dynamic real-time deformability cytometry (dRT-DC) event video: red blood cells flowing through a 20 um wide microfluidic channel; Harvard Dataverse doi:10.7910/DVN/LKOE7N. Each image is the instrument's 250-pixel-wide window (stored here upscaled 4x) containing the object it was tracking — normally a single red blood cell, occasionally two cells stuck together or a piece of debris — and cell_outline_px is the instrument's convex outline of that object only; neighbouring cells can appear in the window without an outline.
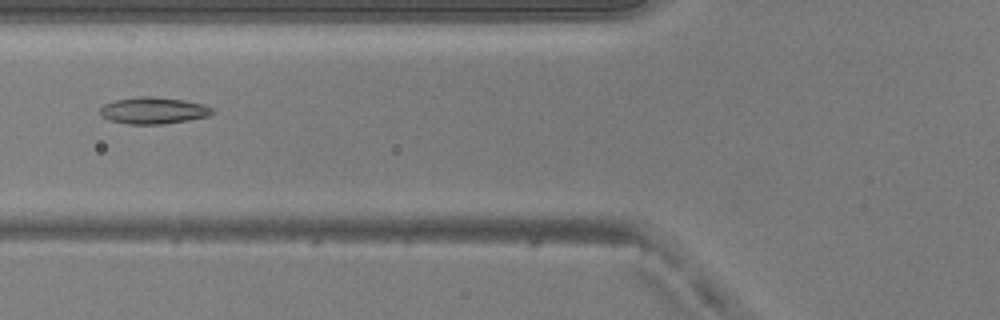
{"species": "common noctule bat (a hibernating species)", "species_latin": "Nyctalus noctula", "temperature_condition": "warm", "stored_images_in_passage": 34, "camera_frame_rate_fps": 3000, "um_per_image_px": 0.085, "animal": {"sex": "male", "body_mass_g": 20.5, "forearm_length_mm": 52.5}, "frame": {"image": 1, "passage_image": 4, "time_ms": 1.0, "image_size_px": [1000, 320], "cell_outline_px": [[216, 112], [208, 116], [188, 120], [160, 124], [128, 124], [108, 120], [100, 112], [100, 108], [104, 104], [116, 100], [140, 96], [148, 96], [184, 100], [204, 104], [212, 108]], "centroid_in_image_um": [13.06, 9.39], "position_along_channel_um": 112.7, "area_um2": 17.34}}
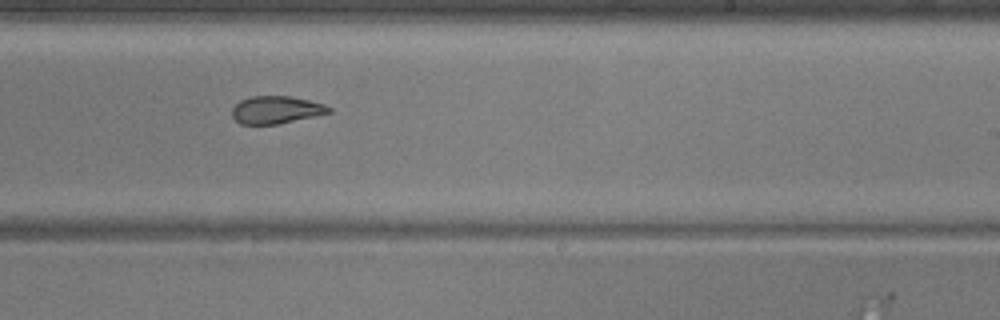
{"frame": {"image": 2, "passage_image": 15, "time_ms": 4.667, "image_size_px": [1000, 320], "cell_outline_px": [[332, 112], [276, 124], [240, 124], [232, 116], [232, 108], [240, 100], [252, 96], [288, 96], [308, 100], [324, 104], [332, 108]], "centroid_in_image_um": [23.45, 9.33], "position_along_channel_um": 265.5, "area_um2": 15.37}}
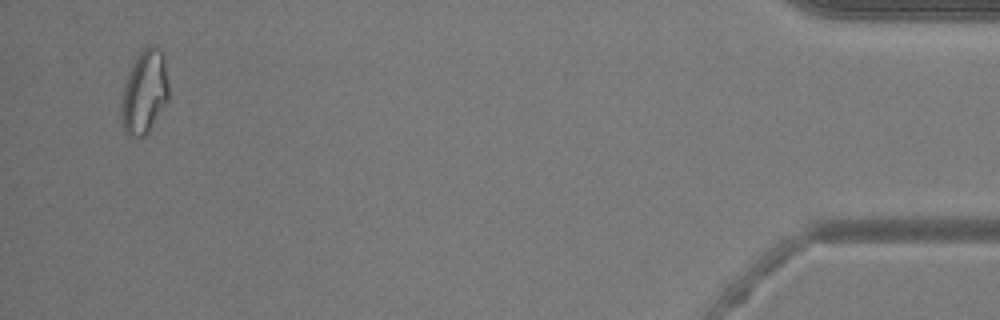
{"frame": {"image": 3, "passage_image": 32, "time_ms": 10.333, "image_size_px": [1000, 320], "cell_outline_px": [[168, 100], [148, 132], [144, 136], [132, 140], [124, 132], [120, 120], [120, 104], [128, 72], [136, 56], [148, 44], [156, 44], [164, 52], [168, 84]], "centroid_in_image_um": [12.26, 7.83], "position_along_channel_um": 422.9, "area_um2": 23.7}, "authors_computed_cell_mechanics": {"area_um2": 17.1666, "velocity_mm_per_s": 4.1672, "shape_relaxation_time_tau1_ms": null, "shape_relaxation_time_tau2_ms": 1.7882, "deformation_change_tau1": null, "deformation_change_tau2": 0.0771}}